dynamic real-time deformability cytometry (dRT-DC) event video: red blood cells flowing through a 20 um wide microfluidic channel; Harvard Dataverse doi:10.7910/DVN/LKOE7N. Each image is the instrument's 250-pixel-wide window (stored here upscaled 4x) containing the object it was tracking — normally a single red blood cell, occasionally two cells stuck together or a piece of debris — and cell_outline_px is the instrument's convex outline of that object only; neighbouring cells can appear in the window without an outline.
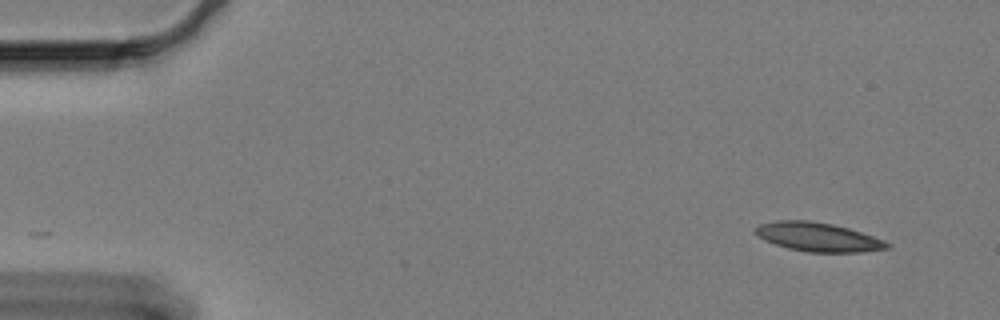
{"species": "Egyptian fruit bat (a non-hibernating species)", "species_latin": "Rousettus aegyptiacus", "temperature_condition": "cold", "stored_images_in_passage": 57, "camera_frame_rate_fps": 3000, "um_per_image_px": 0.085, "animal": {"sex": "female"}, "frame": {"image": 1, "passage_image": 1, "time_ms": 0.0, "image_size_px": [1000, 320], "cell_outline_px": [[892, 248], [860, 252], [808, 252], [788, 248], [764, 240], [752, 232], [760, 224], [776, 220], [808, 220], [832, 224], [848, 228], [884, 240], [892, 244]], "centroid_in_image_um": [69.54, 20.15], "position_along_channel_um": 15.5, "area_um2": 22.2}}
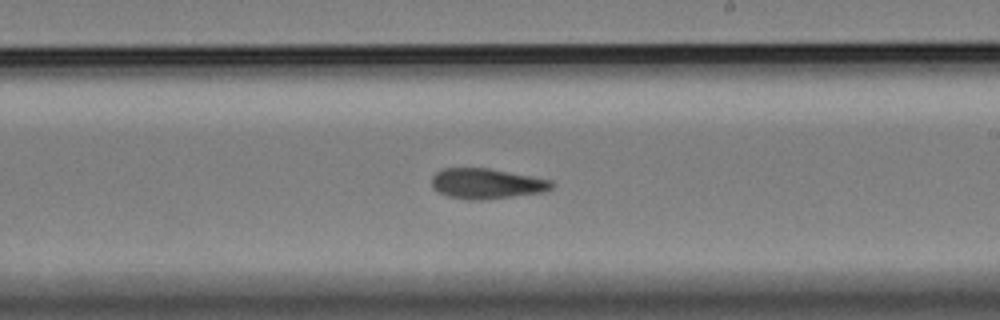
{"frame": {"image": 2, "passage_image": 32, "time_ms": 10.333, "image_size_px": [1000, 320], "cell_outline_px": [[556, 184], [552, 188], [544, 192], [480, 200], [468, 200], [448, 196], [432, 188], [432, 176], [436, 172], [444, 168], [488, 168], [552, 180]], "centroid_in_image_um": [41.37, 15.6], "position_along_channel_um": 247.6, "area_um2": 21.15}}
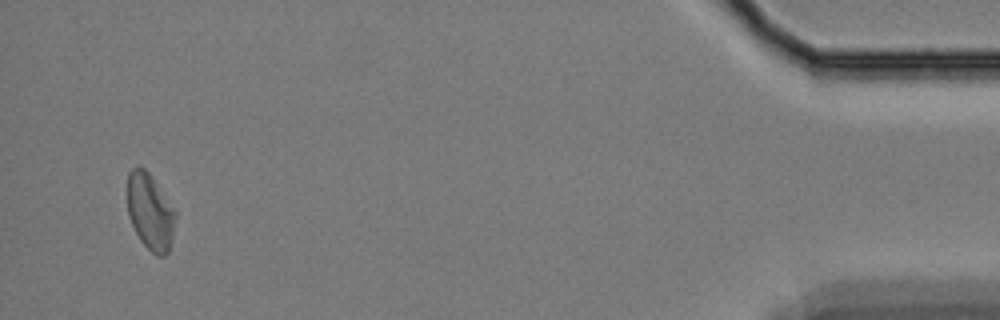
{"frame": {"image": 3, "passage_image": 55, "time_ms": 18.0, "image_size_px": [1000, 320], "cell_outline_px": [[176, 216], [172, 236], [168, 252], [164, 256], [156, 256], [140, 240], [128, 216], [128, 172], [132, 168], [144, 168], [152, 176], [176, 208]], "centroid_in_image_um": [12.79, 17.99], "position_along_channel_um": 422.4, "area_um2": 21.44}, "authors_computed_cell_mechanics": {"area_um2": 21.7906, "velocity_mm_per_s": 3.2711, "shape_relaxation_time_tau1_ms": 10.3617, "shape_relaxation_time_tau2_ms": 5.0263, "deformation_change_tau1": 0.1757, "deformation_change_tau2": 0.108}}